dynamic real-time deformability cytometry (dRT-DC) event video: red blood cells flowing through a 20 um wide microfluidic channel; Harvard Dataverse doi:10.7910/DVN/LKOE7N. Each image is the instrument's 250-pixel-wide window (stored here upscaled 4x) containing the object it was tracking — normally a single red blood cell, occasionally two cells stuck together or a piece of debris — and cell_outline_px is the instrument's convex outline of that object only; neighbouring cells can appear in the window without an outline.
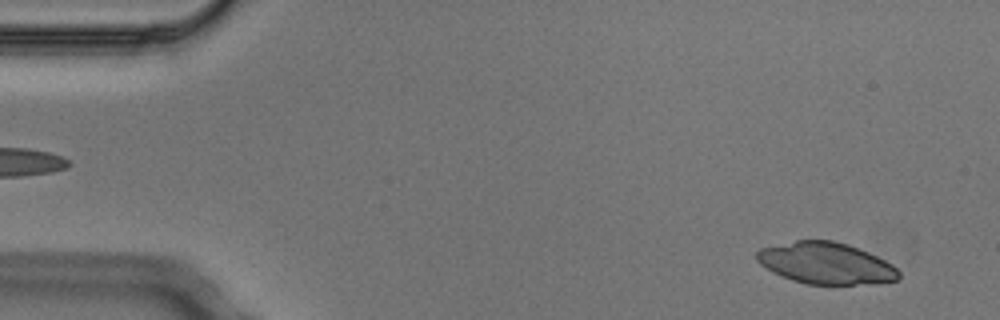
{"species": "Egyptian fruit bat (a non-hibernating species)", "species_latin": "Rousettus aegyptiacus", "temperature_condition": "cold", "stored_images_in_passage": 5, "segment_of_instrument_passage": [2, 2], "camera_frame_rate_fps": 3000, "um_per_image_px": 0.085, "animal": {"sex": "male"}, "frame": {"image": 1, "passage_image": 5, "time_ms": 1.333, "image_size_px": [1000, 320], "cell_outline_px": [[900, 280], [872, 284], [808, 284], [792, 280], [772, 272], [760, 264], [756, 260], [756, 252], [760, 248], [796, 240], [832, 240], [848, 244], [860, 248], [892, 264], [900, 272]], "centroid_in_image_um": [70.21, 22.37], "position_along_channel_um": 14.8, "area_um2": 34.56}}